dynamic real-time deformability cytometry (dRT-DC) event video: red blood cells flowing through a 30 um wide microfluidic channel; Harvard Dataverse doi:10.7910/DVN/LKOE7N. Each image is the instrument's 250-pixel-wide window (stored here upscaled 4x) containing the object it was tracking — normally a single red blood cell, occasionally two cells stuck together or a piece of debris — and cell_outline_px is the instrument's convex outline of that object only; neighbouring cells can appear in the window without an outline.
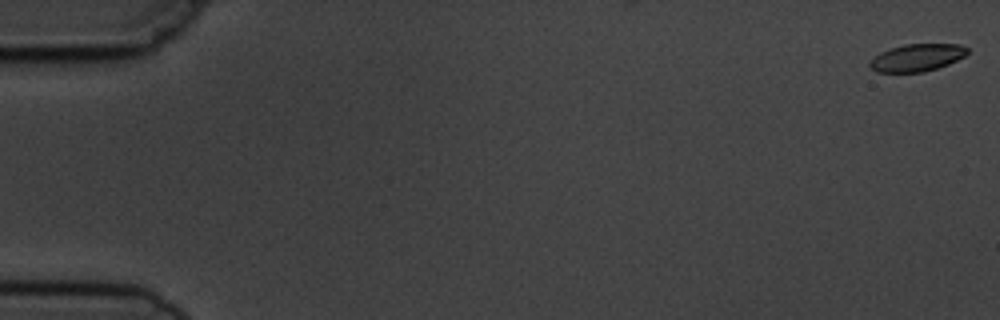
{"species": "common noctule bat (a hibernating species)", "species_latin": "Nyctalus noctula", "temperature_condition": "cold", "stored_images_in_passage": 5, "camera_frame_rate_fps": 3000, "um_per_image_px": 0.085, "animal": {"sex": "male", "body_mass_g": 19.5, "forearm_length_mm": 54.6}, "frame": {"image": 1, "passage_image": 1, "time_ms": 0.0, "image_size_px": [1000, 320], "cell_outline_px": [[968, 52], [964, 56], [948, 64], [924, 72], [876, 72], [868, 64], [880, 52], [904, 44], [960, 44], [968, 48]], "centroid_in_image_um": [77.96, 4.89], "position_along_channel_um": 7.0, "area_um2": 15.37}}